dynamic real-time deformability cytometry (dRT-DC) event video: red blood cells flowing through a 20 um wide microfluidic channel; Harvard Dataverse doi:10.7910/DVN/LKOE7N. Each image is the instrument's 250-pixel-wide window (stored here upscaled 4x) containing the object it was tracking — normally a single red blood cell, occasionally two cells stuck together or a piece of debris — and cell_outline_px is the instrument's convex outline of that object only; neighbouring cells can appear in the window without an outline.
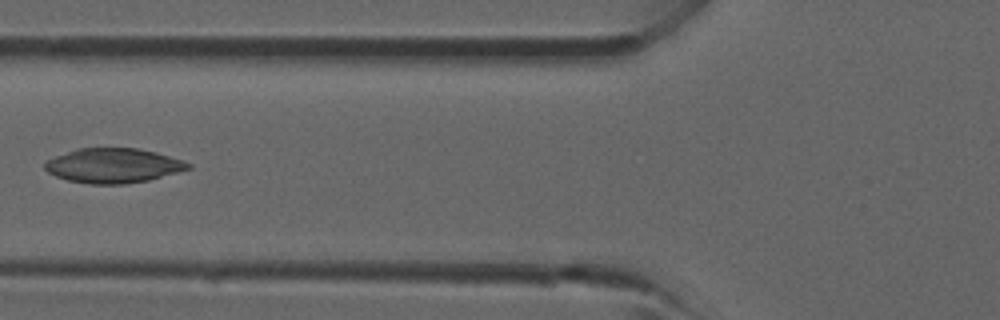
{"species": "common noctule bat (a hibernating species)", "species_latin": "Nyctalus noctula", "temperature_condition": "room temperature", "stored_images_in_passage": 5, "camera_frame_rate_fps": 3000, "um_per_image_px": 0.085, "animal": {"sex": "male", "forearm_length_mm": 52.5}, "frame": {"image": 1, "passage_image": 5, "time_ms": 4.333, "image_size_px": [1000, 320], "cell_outline_px": [[192, 168], [148, 180], [124, 184], [88, 184], [68, 180], [56, 176], [48, 172], [44, 168], [44, 164], [48, 160], [56, 156], [76, 148], [136, 148], [156, 152], [184, 160], [192, 164]], "centroid_in_image_um": [9.64, 14.07], "position_along_channel_um": 116.2, "area_um2": 28.9}}